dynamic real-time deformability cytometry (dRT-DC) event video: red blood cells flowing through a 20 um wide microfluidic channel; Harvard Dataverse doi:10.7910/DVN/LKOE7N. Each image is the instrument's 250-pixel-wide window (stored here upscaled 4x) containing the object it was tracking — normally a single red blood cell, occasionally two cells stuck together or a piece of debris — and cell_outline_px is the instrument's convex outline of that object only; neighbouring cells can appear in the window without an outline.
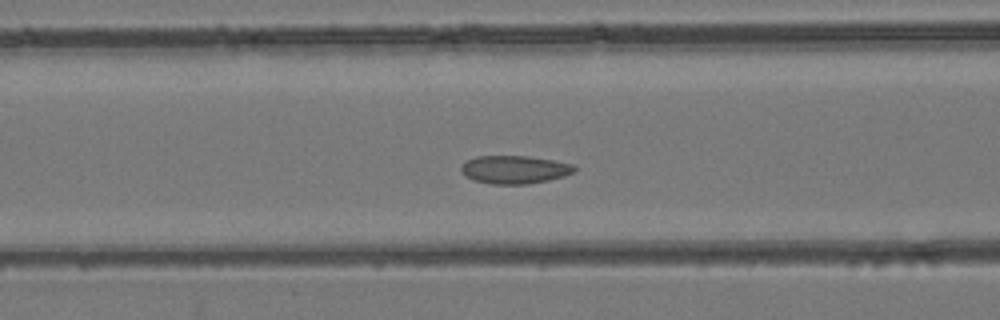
{"species": "common noctule bat (a hibernating species)", "species_latin": "Nyctalus noctula", "temperature_condition": "room temperature", "stored_images_in_passage": 34, "camera_frame_rate_fps": 3000, "um_per_image_px": 0.085, "animal": {"sex": "female", "body_mass_g": 24.6, "forearm_length_mm": 56.2}, "frame": {"image": 1, "passage_image": 5, "time_ms": 1.333, "image_size_px": [1000, 320], "cell_outline_px": [[576, 172], [564, 176], [548, 180], [528, 184], [492, 184], [472, 180], [460, 168], [468, 160], [476, 156], [528, 156], [552, 160], [572, 164], [576, 168]], "centroid_in_image_um": [43.77, 14.42], "position_along_channel_um": 122.8, "area_um2": 18.38}}
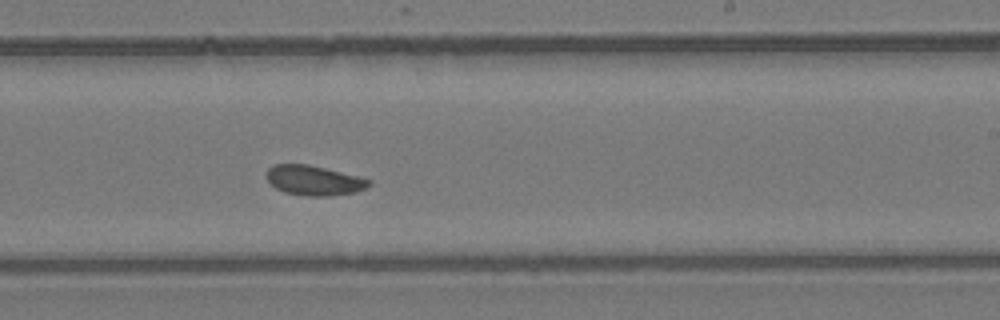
{"frame": {"image": 2, "passage_image": 15, "time_ms": 4.667, "image_size_px": [1000, 320], "cell_outline_px": [[372, 184], [356, 192], [328, 196], [308, 196], [284, 192], [268, 184], [268, 168], [272, 164], [308, 164], [372, 180]], "centroid_in_image_um": [26.66, 15.34], "position_along_channel_um": 262.3, "area_um2": 17.69}}
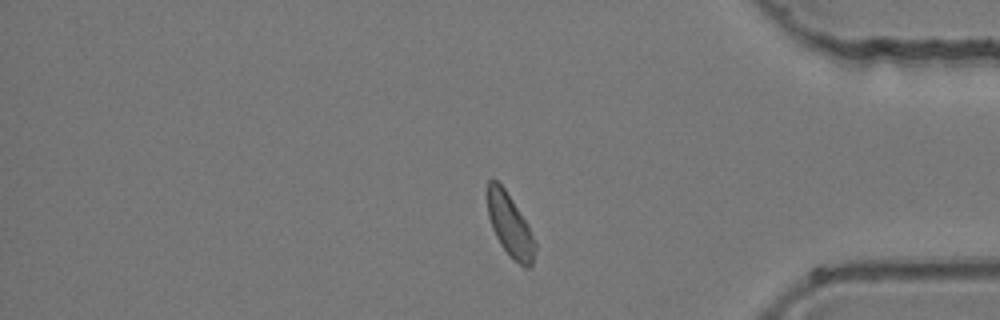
{"frame": {"image": 3, "passage_image": 26, "time_ms": 8.333, "image_size_px": [1000, 320], "cell_outline_px": [[536, 248], [532, 264], [528, 268], [524, 268], [500, 244], [492, 228], [488, 216], [488, 180], [496, 180], [504, 188], [528, 224], [536, 244]], "centroid_in_image_um": [43.36, 19.15], "position_along_channel_um": 391.8, "area_um2": 16.99}}